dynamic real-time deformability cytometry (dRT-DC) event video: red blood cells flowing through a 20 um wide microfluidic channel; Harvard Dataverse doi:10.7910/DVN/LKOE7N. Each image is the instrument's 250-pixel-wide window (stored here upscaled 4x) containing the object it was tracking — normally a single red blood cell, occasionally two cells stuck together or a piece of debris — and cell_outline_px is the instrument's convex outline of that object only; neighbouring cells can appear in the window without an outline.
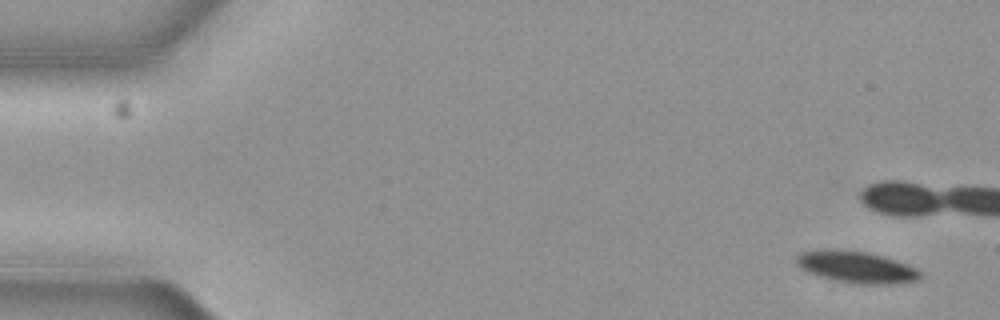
{"species": "common noctule bat (a hibernating species)", "species_latin": "Nyctalus noctula", "temperature_condition": "cold", "stored_images_in_passage": 4, "camera_frame_rate_fps": 3000, "um_per_image_px": 0.085, "animal": {"sex": "female", "body_mass_g": 19.3, "forearm_length_mm": 54.1}, "frame": {"image": 1, "passage_image": 1, "time_ms": 0.0, "image_size_px": [1000, 320], "cell_outline_px": [[920, 280], [888, 284], [856, 284], [836, 280], [820, 276], [808, 272], [800, 268], [796, 264], [796, 256], [800, 252], [868, 252], [916, 268], [920, 272]], "centroid_in_image_um": [72.82, 22.76], "position_along_channel_um": 12.2, "area_um2": 21.68}}